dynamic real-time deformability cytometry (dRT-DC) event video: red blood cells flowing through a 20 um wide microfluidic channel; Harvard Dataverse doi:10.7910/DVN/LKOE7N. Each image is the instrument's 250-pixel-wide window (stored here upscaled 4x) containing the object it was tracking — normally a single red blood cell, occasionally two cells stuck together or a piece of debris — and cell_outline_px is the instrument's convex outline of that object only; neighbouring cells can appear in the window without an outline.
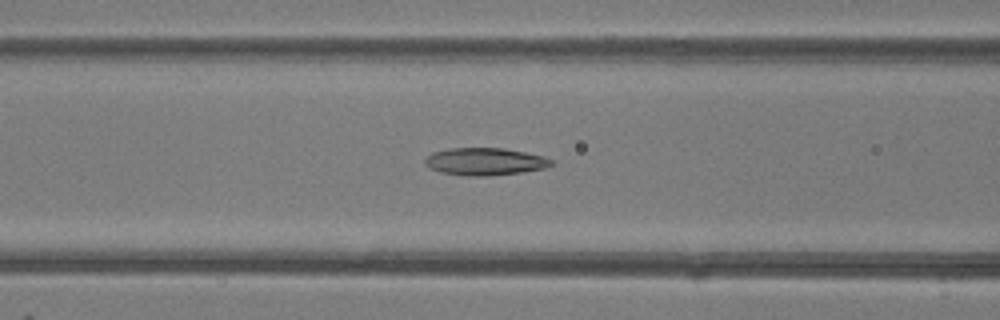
{"species": "common noctule bat (a hibernating species)", "species_latin": "Nyctalus noctula", "temperature_condition": "room temperature", "stored_images_in_passage": 49, "camera_frame_rate_fps": 3000, "um_per_image_px": 0.085, "animal": {"sex": "female"}, "frame": {"image": 1, "passage_image": 20, "time_ms": 6.333, "image_size_px": [1000, 320], "cell_outline_px": [[556, 164], [544, 168], [524, 172], [488, 176], [464, 176], [440, 172], [424, 164], [424, 160], [432, 152], [448, 148], [504, 148], [544, 156], [552, 160]], "centroid_in_image_um": [41.24, 13.73], "position_along_channel_um": 125.4, "area_um2": 20.35}}
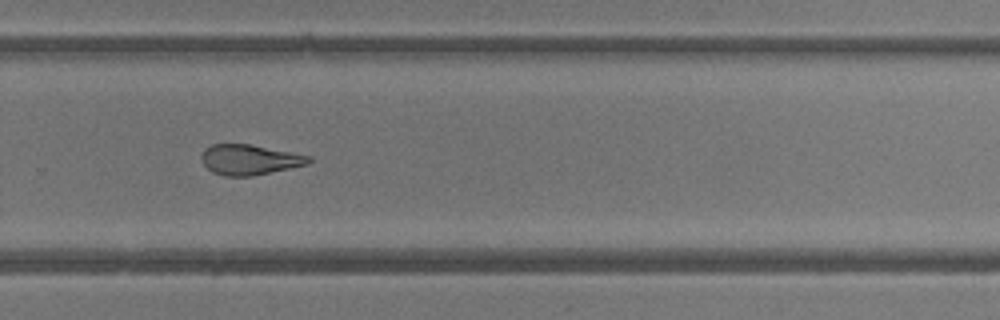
{"frame": {"image": 2, "passage_image": 33, "time_ms": 10.667, "image_size_px": [1000, 320], "cell_outline_px": [[312, 160], [308, 164], [252, 176], [224, 176], [212, 172], [200, 160], [200, 156], [204, 148], [212, 144], [248, 144], [292, 152], [312, 156]], "centroid_in_image_um": [21.19, 13.57], "position_along_channel_um": 308.6, "area_um2": 18.96}}
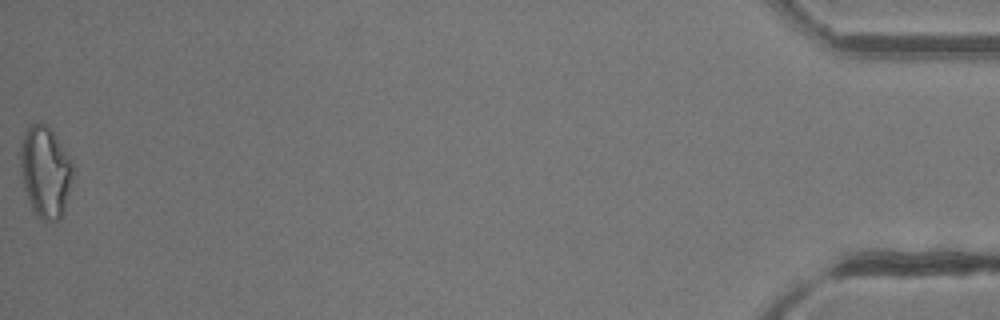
{"frame": {"image": 3, "passage_image": 49, "time_ms": 16.0, "image_size_px": [1000, 320], "cell_outline_px": [[76, 168], [64, 212], [60, 220], [44, 220], [36, 216], [28, 200], [24, 188], [20, 172], [20, 144], [24, 132], [32, 124], [44, 124], [56, 136], [72, 160]], "centroid_in_image_um": [3.88, 14.63], "position_along_channel_um": 431.3, "area_um2": 28.32}, "authors_computed_cell_mechanics": {"area_um2": 21.6172, "velocity_mm_per_s": 4.2325, "shape_relaxation_time_tau1_ms": 9.2007, "shape_relaxation_time_tau2_ms": 5.5774, "deformation_change_tau1": 0.2082, "deformation_change_tau2": 0.1704}}